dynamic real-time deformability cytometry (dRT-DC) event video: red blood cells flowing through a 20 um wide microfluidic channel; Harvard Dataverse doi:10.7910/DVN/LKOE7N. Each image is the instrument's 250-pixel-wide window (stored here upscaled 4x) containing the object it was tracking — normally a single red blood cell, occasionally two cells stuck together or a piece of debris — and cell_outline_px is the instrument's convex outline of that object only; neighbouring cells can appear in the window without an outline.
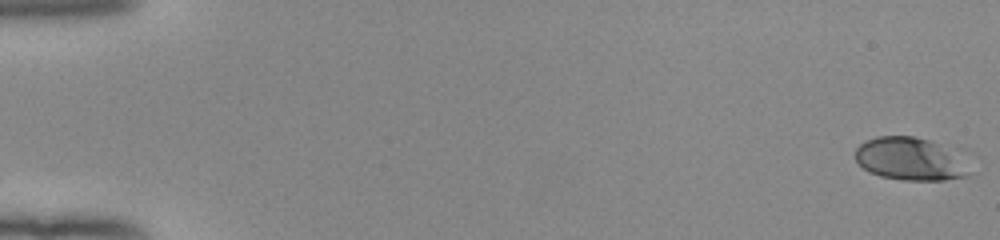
{"species": "human", "species_latin": "Homo sapiens", "temperature_condition": "room temperature", "stored_images_in_passage": 53, "camera_frame_rate_fps": 3000, "um_per_image_px": 0.085, "donor": {"sex": "female"}, "frame": {"image": 1, "passage_image": 1, "time_ms": 0.0, "image_size_px": [1000, 240], "cell_outline_px": [[968, 176], [944, 180], [904, 180], [880, 176], [868, 172], [856, 160], [856, 148], [860, 144], [876, 136], [912, 136], [928, 140], [936, 144], [968, 172]], "centroid_in_image_um": [77.14, 13.53], "position_along_channel_um": 7.9, "area_um2": 26.76}}
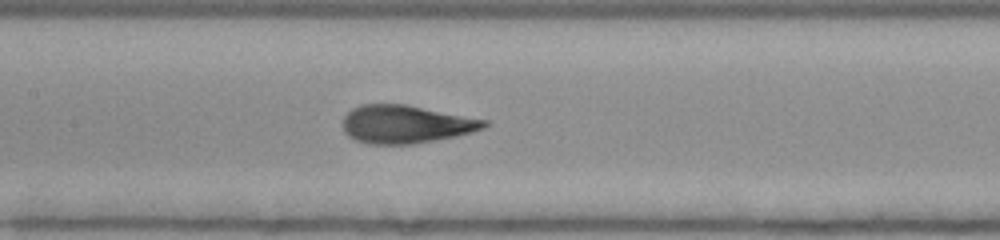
{"frame": {"image": 2, "passage_image": 27, "time_ms": 8.667, "image_size_px": [1000, 240], "cell_outline_px": [[488, 124], [484, 128], [456, 136], [436, 140], [412, 144], [368, 144], [356, 140], [348, 136], [344, 132], [344, 116], [352, 108], [360, 104], [404, 104], [488, 120]], "centroid_in_image_um": [34.48, 10.56], "position_along_channel_um": 172.9, "area_um2": 31.21}}
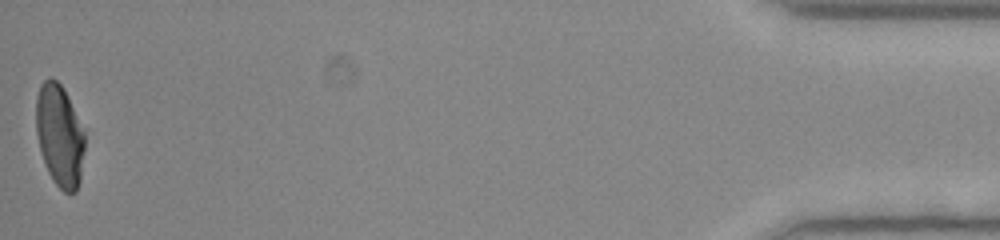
{"frame": {"image": 3, "passage_image": 53, "time_ms": 17.333, "image_size_px": [1000, 240], "cell_outline_px": [[84, 148], [80, 180], [76, 192], [64, 192], [52, 180], [48, 172], [40, 148], [36, 132], [36, 96], [40, 84], [48, 76], [52, 76], [64, 88], [84, 132]], "centroid_in_image_um": [5.05, 11.48], "position_along_channel_um": 430.2, "area_um2": 28.84}, "authors_computed_cell_mechanics": {"area_um2": 30.7496, "velocity_mm_per_s": 3.9862, "shape_relaxation_time_tau1_ms": 3.3156, "shape_relaxation_time_tau2_ms": 0.7384, "deformation_change_tau1": 0.177, "deformation_change_tau2": 0.0726}}